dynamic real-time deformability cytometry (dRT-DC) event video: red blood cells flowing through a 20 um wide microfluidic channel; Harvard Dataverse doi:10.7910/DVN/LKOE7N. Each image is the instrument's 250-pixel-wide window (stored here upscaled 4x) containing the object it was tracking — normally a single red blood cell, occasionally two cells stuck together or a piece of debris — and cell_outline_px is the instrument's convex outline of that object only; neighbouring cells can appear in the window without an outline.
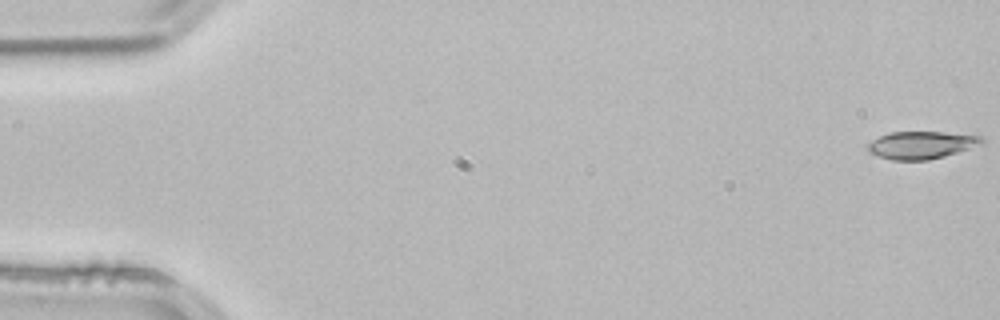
{"species": "common noctule bat (a hibernating species)", "species_latin": "Nyctalus noctula", "temperature_condition": "room temperature", "stored_images_in_passage": 54, "camera_frame_rate_fps": 3000, "um_per_image_px": 0.085, "animal": {"sex": "male", "body_mass_g": 21.5, "forearm_length_mm": 52.0}, "frame": {"image": 1, "passage_image": 1, "time_ms": 0.0, "image_size_px": [1000, 320], "cell_outline_px": [[984, 144], [944, 156], [928, 160], [892, 160], [876, 156], [868, 152], [868, 144], [872, 140], [880, 136], [892, 132], [940, 132], [980, 136], [984, 140]], "centroid_in_image_um": [78.3, 12.33], "position_along_channel_um": 6.7, "area_um2": 18.21}}
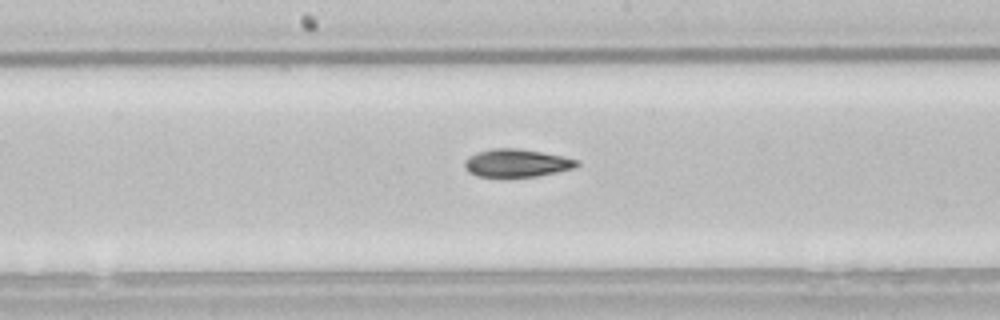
{"frame": {"image": 2, "passage_image": 28, "time_ms": 9.0, "image_size_px": [1000, 320], "cell_outline_px": [[580, 164], [572, 168], [556, 172], [536, 176], [476, 176], [468, 172], [464, 168], [464, 160], [468, 156], [476, 152], [492, 148], [516, 148], [540, 152], [580, 160]], "centroid_in_image_um": [43.86, 13.85], "position_along_channel_um": 204.3, "area_um2": 18.09}}
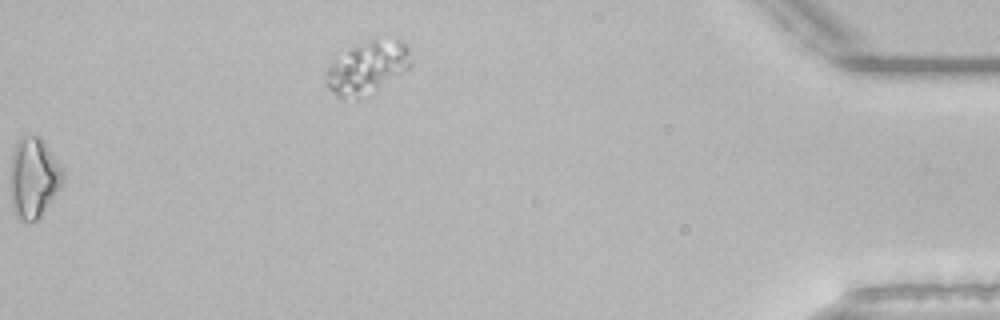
{"frame": {"image": 3, "passage_image": 54, "time_ms": 17.667, "image_size_px": [1000, 320], "cell_outline_px": [[412, 68], [372, 96], [364, 100], [340, 100], [324, 84], [324, 72], [332, 60], [376, 36], [388, 32], [396, 36], [408, 44], [412, 60]], "centroid_in_image_um": [31.3, 5.76], "position_along_channel_um": 403.9, "area_um2": 28.38}, "authors_computed_cell_mechanics": {"area_um2": 18.6116, "velocity_mm_per_s": 3.8398, "shape_relaxation_time_tau1_ms": 8.9687, "shape_relaxation_time_tau2_ms": 5.2469, "deformation_change_tau1": 0.2054, "deformation_change_tau2": 0.1359}}